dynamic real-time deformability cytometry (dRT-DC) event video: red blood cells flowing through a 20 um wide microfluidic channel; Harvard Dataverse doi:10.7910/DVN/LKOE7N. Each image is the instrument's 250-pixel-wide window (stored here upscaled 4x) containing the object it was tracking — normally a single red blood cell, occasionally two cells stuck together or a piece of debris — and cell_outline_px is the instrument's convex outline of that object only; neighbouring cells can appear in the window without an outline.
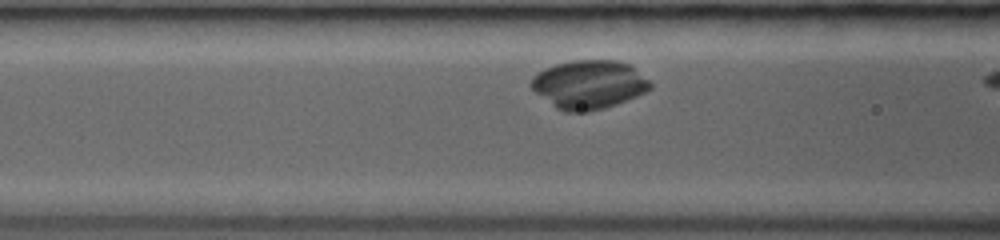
{"species": "common noctule bat (a hibernating species)", "species_latin": "Nyctalus noctula", "temperature_condition": "room temperature", "stored_images_in_passage": 28, "camera_frame_rate_fps": 3000, "um_per_image_px": 0.085, "animal": {"sex": "female", "body_mass_g": 19.0, "forearm_length_mm": 53.3}, "frame": {"image": 1, "passage_image": 6, "time_ms": 1.667, "image_size_px": [1000, 240], "cell_outline_px": [[652, 88], [636, 96], [616, 104], [604, 108], [588, 112], [564, 112], [556, 108], [536, 92], [528, 84], [532, 76], [536, 72], [544, 68], [556, 64], [572, 60], [620, 60], [628, 64], [648, 80], [652, 84]], "centroid_in_image_um": [50.01, 7.18], "position_along_channel_um": 116.6, "area_um2": 33.76}}
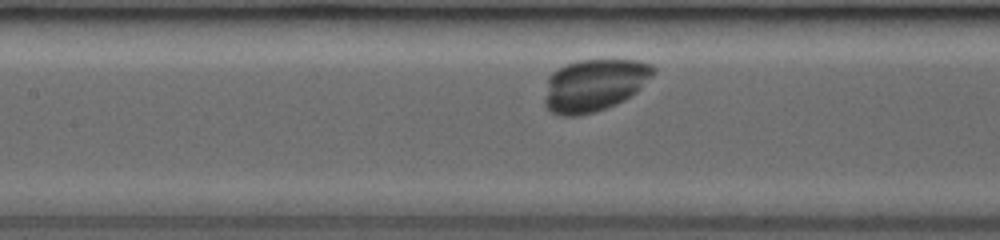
{"frame": {"image": 2, "passage_image": 9, "time_ms": 2.667, "image_size_px": [1000, 240], "cell_outline_px": [[656, 72], [636, 92], [624, 100], [616, 104], [596, 112], [580, 116], [560, 116], [552, 112], [544, 104], [544, 100], [548, 76], [552, 72], [576, 60], [640, 60], [652, 64], [656, 68]], "centroid_in_image_um": [50.52, 7.24], "position_along_channel_um": 156.9, "area_um2": 33.29}}
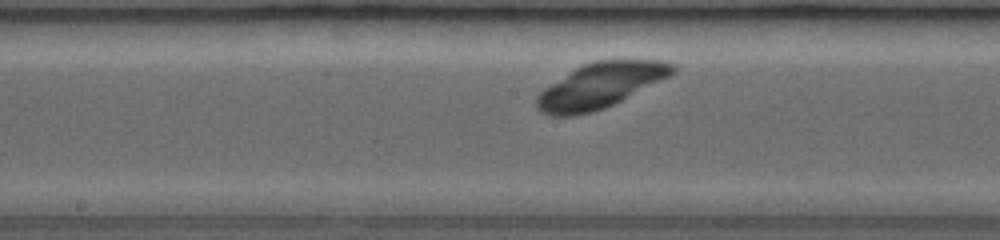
{"frame": {"image": 3, "passage_image": 12, "time_ms": 3.667, "image_size_px": [1000, 240], "cell_outline_px": [[676, 72], [604, 108], [592, 112], [576, 116], [548, 116], [540, 112], [536, 108], [536, 96], [544, 88], [580, 64], [596, 60], [660, 60], [676, 64]], "centroid_in_image_um": [50.96, 7.27], "position_along_channel_um": 197.2, "area_um2": 35.6}}